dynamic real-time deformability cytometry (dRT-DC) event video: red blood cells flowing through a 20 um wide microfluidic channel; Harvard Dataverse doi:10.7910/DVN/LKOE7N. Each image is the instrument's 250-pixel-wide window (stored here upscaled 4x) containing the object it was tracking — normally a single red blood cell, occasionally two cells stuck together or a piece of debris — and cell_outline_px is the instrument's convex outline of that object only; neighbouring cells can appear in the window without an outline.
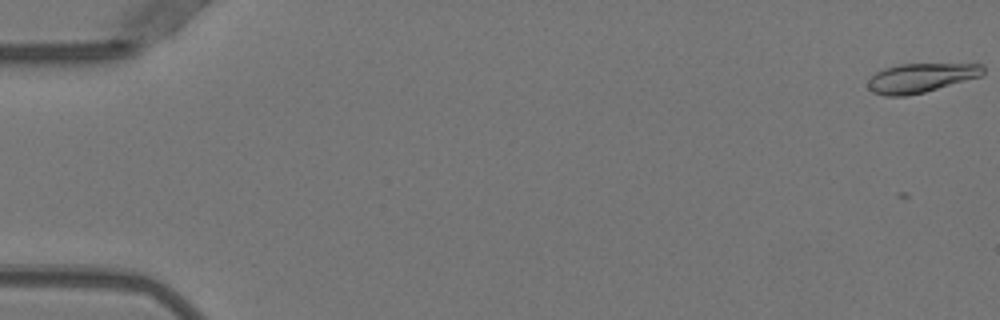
{"species": "Egyptian fruit bat (a non-hibernating species)", "species_latin": "Rousettus aegyptiacus", "temperature_condition": "warm", "stored_images_in_passage": 47, "camera_frame_rate_fps": 3000, "um_per_image_px": 0.085, "animal": {"sex": "female"}, "frame": {"image": 1, "passage_image": 2, "time_ms": 0.333, "image_size_px": [1000, 320], "cell_outline_px": [[984, 72], [980, 76], [924, 92], [904, 96], [884, 96], [872, 92], [868, 88], [868, 80], [876, 72], [884, 68], [900, 64], [984, 64]], "centroid_in_image_um": [78.23, 6.62], "position_along_channel_um": 6.8, "area_um2": 19.42}}
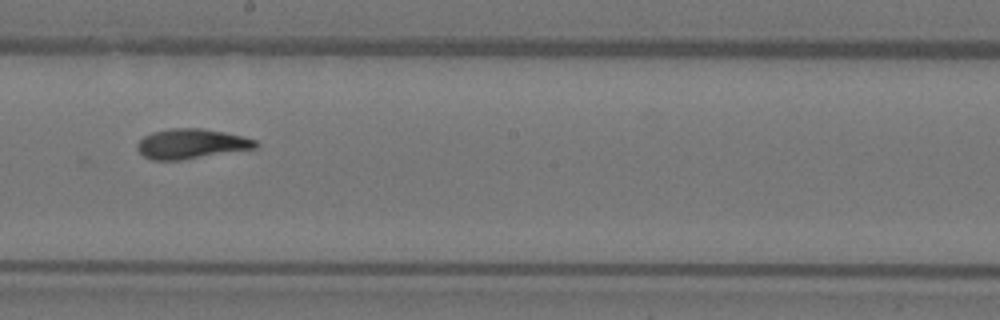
{"frame": {"image": 2, "passage_image": 31, "time_ms": 10.0, "image_size_px": [1000, 320], "cell_outline_px": [[260, 144], [256, 148], [180, 160], [152, 160], [144, 156], [136, 148], [136, 144], [144, 136], [152, 132], [168, 128], [200, 128], [224, 132], [256, 140]], "centroid_in_image_um": [16.23, 12.22], "position_along_channel_um": 232.0, "area_um2": 20.52}}
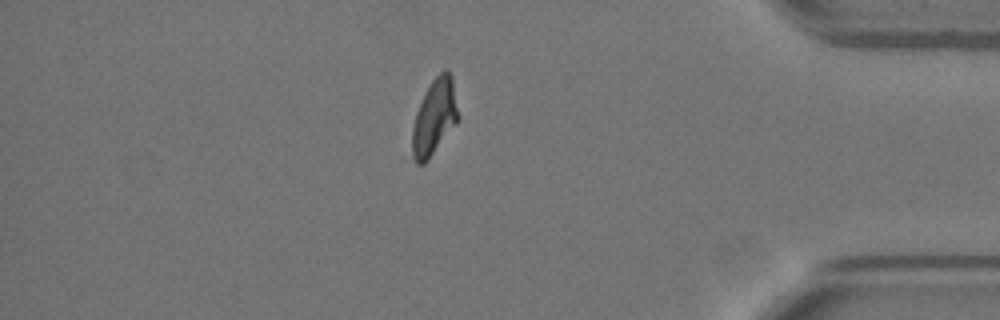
{"frame": {"image": 3, "passage_image": 46, "time_ms": 15.0, "image_size_px": [1000, 320], "cell_outline_px": [[460, 116], [456, 124], [428, 160], [424, 164], [416, 164], [412, 156], [412, 128], [416, 112], [432, 80], [444, 68], [448, 68], [452, 76]], "centroid_in_image_um": [36.95, 9.95], "position_along_channel_um": 398.3, "area_um2": 20.4}}